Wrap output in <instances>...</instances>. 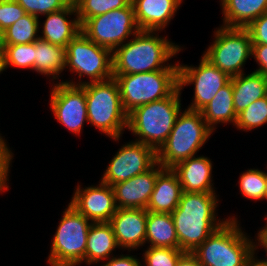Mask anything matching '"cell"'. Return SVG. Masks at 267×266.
<instances>
[{
    "mask_svg": "<svg viewBox=\"0 0 267 266\" xmlns=\"http://www.w3.org/2000/svg\"><path fill=\"white\" fill-rule=\"evenodd\" d=\"M216 193L182 192L178 207L171 213L180 250L193 252L228 219H217Z\"/></svg>",
    "mask_w": 267,
    "mask_h": 266,
    "instance_id": "1",
    "label": "cell"
},
{
    "mask_svg": "<svg viewBox=\"0 0 267 266\" xmlns=\"http://www.w3.org/2000/svg\"><path fill=\"white\" fill-rule=\"evenodd\" d=\"M158 33V31L139 30L132 35L133 39H128L126 43L116 48L112 52L113 75L137 74L178 67L179 62L174 65L167 63L181 51L180 46L169 41L167 36L160 37Z\"/></svg>",
    "mask_w": 267,
    "mask_h": 266,
    "instance_id": "2",
    "label": "cell"
},
{
    "mask_svg": "<svg viewBox=\"0 0 267 266\" xmlns=\"http://www.w3.org/2000/svg\"><path fill=\"white\" fill-rule=\"evenodd\" d=\"M181 90L177 87L168 97L136 107L127 115V130L135 141L157 151L168 138L181 112Z\"/></svg>",
    "mask_w": 267,
    "mask_h": 266,
    "instance_id": "3",
    "label": "cell"
},
{
    "mask_svg": "<svg viewBox=\"0 0 267 266\" xmlns=\"http://www.w3.org/2000/svg\"><path fill=\"white\" fill-rule=\"evenodd\" d=\"M239 225L234 216L228 217L227 222L191 253L202 266H246L254 251V240Z\"/></svg>",
    "mask_w": 267,
    "mask_h": 266,
    "instance_id": "4",
    "label": "cell"
},
{
    "mask_svg": "<svg viewBox=\"0 0 267 266\" xmlns=\"http://www.w3.org/2000/svg\"><path fill=\"white\" fill-rule=\"evenodd\" d=\"M88 123L106 136L118 141L127 129V113L121 102L117 81L112 78L103 82L84 81Z\"/></svg>",
    "mask_w": 267,
    "mask_h": 266,
    "instance_id": "5",
    "label": "cell"
},
{
    "mask_svg": "<svg viewBox=\"0 0 267 266\" xmlns=\"http://www.w3.org/2000/svg\"><path fill=\"white\" fill-rule=\"evenodd\" d=\"M212 132L201 111L185 109L183 113L178 114L168 138L156 151L157 162L163 168H173L195 156Z\"/></svg>",
    "mask_w": 267,
    "mask_h": 266,
    "instance_id": "6",
    "label": "cell"
},
{
    "mask_svg": "<svg viewBox=\"0 0 267 266\" xmlns=\"http://www.w3.org/2000/svg\"><path fill=\"white\" fill-rule=\"evenodd\" d=\"M113 78L119 85L122 107L128 114L136 107L168 97L178 87V67L113 75Z\"/></svg>",
    "mask_w": 267,
    "mask_h": 266,
    "instance_id": "7",
    "label": "cell"
},
{
    "mask_svg": "<svg viewBox=\"0 0 267 266\" xmlns=\"http://www.w3.org/2000/svg\"><path fill=\"white\" fill-rule=\"evenodd\" d=\"M90 222L68 204L56 229L48 264L50 266H77L85 262V250Z\"/></svg>",
    "mask_w": 267,
    "mask_h": 266,
    "instance_id": "8",
    "label": "cell"
},
{
    "mask_svg": "<svg viewBox=\"0 0 267 266\" xmlns=\"http://www.w3.org/2000/svg\"><path fill=\"white\" fill-rule=\"evenodd\" d=\"M65 66L70 72L78 73L79 82L60 81L71 85H82L83 75L88 76L90 82H103L113 78L112 52L97 45L80 32L65 48Z\"/></svg>",
    "mask_w": 267,
    "mask_h": 266,
    "instance_id": "9",
    "label": "cell"
},
{
    "mask_svg": "<svg viewBox=\"0 0 267 266\" xmlns=\"http://www.w3.org/2000/svg\"><path fill=\"white\" fill-rule=\"evenodd\" d=\"M203 56L230 78L244 73V64L252 56V41L246 28L221 26Z\"/></svg>",
    "mask_w": 267,
    "mask_h": 266,
    "instance_id": "10",
    "label": "cell"
},
{
    "mask_svg": "<svg viewBox=\"0 0 267 266\" xmlns=\"http://www.w3.org/2000/svg\"><path fill=\"white\" fill-rule=\"evenodd\" d=\"M139 30L132 2L127 7L89 18L81 25V32L87 38L111 52Z\"/></svg>",
    "mask_w": 267,
    "mask_h": 266,
    "instance_id": "11",
    "label": "cell"
},
{
    "mask_svg": "<svg viewBox=\"0 0 267 266\" xmlns=\"http://www.w3.org/2000/svg\"><path fill=\"white\" fill-rule=\"evenodd\" d=\"M230 77L208 61L203 55L198 67L178 64V88L194 84V96L187 109L201 111L224 87Z\"/></svg>",
    "mask_w": 267,
    "mask_h": 266,
    "instance_id": "12",
    "label": "cell"
},
{
    "mask_svg": "<svg viewBox=\"0 0 267 266\" xmlns=\"http://www.w3.org/2000/svg\"><path fill=\"white\" fill-rule=\"evenodd\" d=\"M156 162V151L151 146L130 141L111 159L100 181L110 186L124 182L146 172Z\"/></svg>",
    "mask_w": 267,
    "mask_h": 266,
    "instance_id": "13",
    "label": "cell"
},
{
    "mask_svg": "<svg viewBox=\"0 0 267 266\" xmlns=\"http://www.w3.org/2000/svg\"><path fill=\"white\" fill-rule=\"evenodd\" d=\"M50 107L54 118L68 131L80 134L88 122L85 90L81 85L57 82L50 92Z\"/></svg>",
    "mask_w": 267,
    "mask_h": 266,
    "instance_id": "14",
    "label": "cell"
},
{
    "mask_svg": "<svg viewBox=\"0 0 267 266\" xmlns=\"http://www.w3.org/2000/svg\"><path fill=\"white\" fill-rule=\"evenodd\" d=\"M76 187L69 204L92 223L109 222L117 210L112 186L100 182L97 186Z\"/></svg>",
    "mask_w": 267,
    "mask_h": 266,
    "instance_id": "15",
    "label": "cell"
},
{
    "mask_svg": "<svg viewBox=\"0 0 267 266\" xmlns=\"http://www.w3.org/2000/svg\"><path fill=\"white\" fill-rule=\"evenodd\" d=\"M163 167L156 162L149 170L112 185L117 209H146L154 190L157 174Z\"/></svg>",
    "mask_w": 267,
    "mask_h": 266,
    "instance_id": "16",
    "label": "cell"
},
{
    "mask_svg": "<svg viewBox=\"0 0 267 266\" xmlns=\"http://www.w3.org/2000/svg\"><path fill=\"white\" fill-rule=\"evenodd\" d=\"M112 226L119 248L129 252L145 244L147 210L141 208H120L112 216Z\"/></svg>",
    "mask_w": 267,
    "mask_h": 266,
    "instance_id": "17",
    "label": "cell"
},
{
    "mask_svg": "<svg viewBox=\"0 0 267 266\" xmlns=\"http://www.w3.org/2000/svg\"><path fill=\"white\" fill-rule=\"evenodd\" d=\"M182 0H132L138 28L162 31L173 19Z\"/></svg>",
    "mask_w": 267,
    "mask_h": 266,
    "instance_id": "18",
    "label": "cell"
},
{
    "mask_svg": "<svg viewBox=\"0 0 267 266\" xmlns=\"http://www.w3.org/2000/svg\"><path fill=\"white\" fill-rule=\"evenodd\" d=\"M70 15L76 17L70 20ZM44 16L46 20L43 23L42 32H40L42 35H39L40 39L44 41L66 48L70 41L81 32V24L74 1L66 8Z\"/></svg>",
    "mask_w": 267,
    "mask_h": 266,
    "instance_id": "19",
    "label": "cell"
},
{
    "mask_svg": "<svg viewBox=\"0 0 267 266\" xmlns=\"http://www.w3.org/2000/svg\"><path fill=\"white\" fill-rule=\"evenodd\" d=\"M212 162L206 156H193L178 163L172 169L176 172L182 192L216 193L212 183Z\"/></svg>",
    "mask_w": 267,
    "mask_h": 266,
    "instance_id": "20",
    "label": "cell"
},
{
    "mask_svg": "<svg viewBox=\"0 0 267 266\" xmlns=\"http://www.w3.org/2000/svg\"><path fill=\"white\" fill-rule=\"evenodd\" d=\"M182 187L172 168H163L155 181L146 210L150 212L172 213L180 202Z\"/></svg>",
    "mask_w": 267,
    "mask_h": 266,
    "instance_id": "21",
    "label": "cell"
},
{
    "mask_svg": "<svg viewBox=\"0 0 267 266\" xmlns=\"http://www.w3.org/2000/svg\"><path fill=\"white\" fill-rule=\"evenodd\" d=\"M233 105L238 115L254 101L267 95V76L253 71L232 77Z\"/></svg>",
    "mask_w": 267,
    "mask_h": 266,
    "instance_id": "22",
    "label": "cell"
},
{
    "mask_svg": "<svg viewBox=\"0 0 267 266\" xmlns=\"http://www.w3.org/2000/svg\"><path fill=\"white\" fill-rule=\"evenodd\" d=\"M119 248L109 222L92 223L86 243L85 264H97L111 258V253Z\"/></svg>",
    "mask_w": 267,
    "mask_h": 266,
    "instance_id": "23",
    "label": "cell"
},
{
    "mask_svg": "<svg viewBox=\"0 0 267 266\" xmlns=\"http://www.w3.org/2000/svg\"><path fill=\"white\" fill-rule=\"evenodd\" d=\"M223 25L246 28L252 21L267 12V0H220Z\"/></svg>",
    "mask_w": 267,
    "mask_h": 266,
    "instance_id": "24",
    "label": "cell"
},
{
    "mask_svg": "<svg viewBox=\"0 0 267 266\" xmlns=\"http://www.w3.org/2000/svg\"><path fill=\"white\" fill-rule=\"evenodd\" d=\"M146 242L149 247L180 249L171 213L147 211Z\"/></svg>",
    "mask_w": 267,
    "mask_h": 266,
    "instance_id": "25",
    "label": "cell"
},
{
    "mask_svg": "<svg viewBox=\"0 0 267 266\" xmlns=\"http://www.w3.org/2000/svg\"><path fill=\"white\" fill-rule=\"evenodd\" d=\"M233 101L231 78L224 87L219 89L210 103L201 110L203 119L213 132L218 123H233L235 126L238 115L235 112Z\"/></svg>",
    "mask_w": 267,
    "mask_h": 266,
    "instance_id": "26",
    "label": "cell"
},
{
    "mask_svg": "<svg viewBox=\"0 0 267 266\" xmlns=\"http://www.w3.org/2000/svg\"><path fill=\"white\" fill-rule=\"evenodd\" d=\"M65 48L51 44L42 39L34 42V71L43 75L52 76L53 79H59L65 66Z\"/></svg>",
    "mask_w": 267,
    "mask_h": 266,
    "instance_id": "27",
    "label": "cell"
},
{
    "mask_svg": "<svg viewBox=\"0 0 267 266\" xmlns=\"http://www.w3.org/2000/svg\"><path fill=\"white\" fill-rule=\"evenodd\" d=\"M39 21L38 17L26 14L3 32L0 45L34 43L40 38L37 34L41 28Z\"/></svg>",
    "mask_w": 267,
    "mask_h": 266,
    "instance_id": "28",
    "label": "cell"
},
{
    "mask_svg": "<svg viewBox=\"0 0 267 266\" xmlns=\"http://www.w3.org/2000/svg\"><path fill=\"white\" fill-rule=\"evenodd\" d=\"M82 25L87 19L127 7L132 0H73Z\"/></svg>",
    "mask_w": 267,
    "mask_h": 266,
    "instance_id": "29",
    "label": "cell"
},
{
    "mask_svg": "<svg viewBox=\"0 0 267 266\" xmlns=\"http://www.w3.org/2000/svg\"><path fill=\"white\" fill-rule=\"evenodd\" d=\"M267 172L258 169H248L241 173L239 189L242 196L250 200L265 199Z\"/></svg>",
    "mask_w": 267,
    "mask_h": 266,
    "instance_id": "30",
    "label": "cell"
},
{
    "mask_svg": "<svg viewBox=\"0 0 267 266\" xmlns=\"http://www.w3.org/2000/svg\"><path fill=\"white\" fill-rule=\"evenodd\" d=\"M4 54V68L34 70V43L0 45Z\"/></svg>",
    "mask_w": 267,
    "mask_h": 266,
    "instance_id": "31",
    "label": "cell"
},
{
    "mask_svg": "<svg viewBox=\"0 0 267 266\" xmlns=\"http://www.w3.org/2000/svg\"><path fill=\"white\" fill-rule=\"evenodd\" d=\"M267 124V95L251 103L237 116L238 130L251 131Z\"/></svg>",
    "mask_w": 267,
    "mask_h": 266,
    "instance_id": "32",
    "label": "cell"
},
{
    "mask_svg": "<svg viewBox=\"0 0 267 266\" xmlns=\"http://www.w3.org/2000/svg\"><path fill=\"white\" fill-rule=\"evenodd\" d=\"M185 252L180 249L166 247H148L143 253L141 266H176Z\"/></svg>",
    "mask_w": 267,
    "mask_h": 266,
    "instance_id": "33",
    "label": "cell"
},
{
    "mask_svg": "<svg viewBox=\"0 0 267 266\" xmlns=\"http://www.w3.org/2000/svg\"><path fill=\"white\" fill-rule=\"evenodd\" d=\"M22 6L27 14L39 18L41 15H47L66 8L73 0H15Z\"/></svg>",
    "mask_w": 267,
    "mask_h": 266,
    "instance_id": "34",
    "label": "cell"
},
{
    "mask_svg": "<svg viewBox=\"0 0 267 266\" xmlns=\"http://www.w3.org/2000/svg\"><path fill=\"white\" fill-rule=\"evenodd\" d=\"M27 13L15 0H0V39L3 32Z\"/></svg>",
    "mask_w": 267,
    "mask_h": 266,
    "instance_id": "35",
    "label": "cell"
},
{
    "mask_svg": "<svg viewBox=\"0 0 267 266\" xmlns=\"http://www.w3.org/2000/svg\"><path fill=\"white\" fill-rule=\"evenodd\" d=\"M13 160V153L8 148L5 139L0 135V192L8 191L10 164Z\"/></svg>",
    "mask_w": 267,
    "mask_h": 266,
    "instance_id": "36",
    "label": "cell"
},
{
    "mask_svg": "<svg viewBox=\"0 0 267 266\" xmlns=\"http://www.w3.org/2000/svg\"><path fill=\"white\" fill-rule=\"evenodd\" d=\"M246 29L250 34L252 44L267 45V12L252 21Z\"/></svg>",
    "mask_w": 267,
    "mask_h": 266,
    "instance_id": "37",
    "label": "cell"
},
{
    "mask_svg": "<svg viewBox=\"0 0 267 266\" xmlns=\"http://www.w3.org/2000/svg\"><path fill=\"white\" fill-rule=\"evenodd\" d=\"M252 57H254L259 65V68H257L255 72L267 76V45L252 44Z\"/></svg>",
    "mask_w": 267,
    "mask_h": 266,
    "instance_id": "38",
    "label": "cell"
},
{
    "mask_svg": "<svg viewBox=\"0 0 267 266\" xmlns=\"http://www.w3.org/2000/svg\"><path fill=\"white\" fill-rule=\"evenodd\" d=\"M141 262L139 259L136 258V256H130L129 255H120V256H112L108 259L107 262H105L101 266H141Z\"/></svg>",
    "mask_w": 267,
    "mask_h": 266,
    "instance_id": "39",
    "label": "cell"
},
{
    "mask_svg": "<svg viewBox=\"0 0 267 266\" xmlns=\"http://www.w3.org/2000/svg\"><path fill=\"white\" fill-rule=\"evenodd\" d=\"M265 220L267 221V216H265ZM257 239H255V241L257 240L258 242H253V246H254V251H257L256 249H259L258 246H261L262 248H264V250L266 251L265 253L267 254V223L265 224V226H263V228L257 233L256 235ZM256 243V244H255ZM258 243V244H257ZM267 256V255H266ZM266 260L267 259H263Z\"/></svg>",
    "mask_w": 267,
    "mask_h": 266,
    "instance_id": "40",
    "label": "cell"
},
{
    "mask_svg": "<svg viewBox=\"0 0 267 266\" xmlns=\"http://www.w3.org/2000/svg\"><path fill=\"white\" fill-rule=\"evenodd\" d=\"M176 266H202L198 259L191 253L185 252L178 260Z\"/></svg>",
    "mask_w": 267,
    "mask_h": 266,
    "instance_id": "41",
    "label": "cell"
},
{
    "mask_svg": "<svg viewBox=\"0 0 267 266\" xmlns=\"http://www.w3.org/2000/svg\"><path fill=\"white\" fill-rule=\"evenodd\" d=\"M246 266H267L266 260H260L255 257V251L248 257Z\"/></svg>",
    "mask_w": 267,
    "mask_h": 266,
    "instance_id": "42",
    "label": "cell"
},
{
    "mask_svg": "<svg viewBox=\"0 0 267 266\" xmlns=\"http://www.w3.org/2000/svg\"><path fill=\"white\" fill-rule=\"evenodd\" d=\"M5 71L4 68V54H3V49L0 46V74Z\"/></svg>",
    "mask_w": 267,
    "mask_h": 266,
    "instance_id": "43",
    "label": "cell"
},
{
    "mask_svg": "<svg viewBox=\"0 0 267 266\" xmlns=\"http://www.w3.org/2000/svg\"><path fill=\"white\" fill-rule=\"evenodd\" d=\"M266 185H267V181H266ZM265 199L267 200V186H266V190H265Z\"/></svg>",
    "mask_w": 267,
    "mask_h": 266,
    "instance_id": "44",
    "label": "cell"
}]
</instances>
